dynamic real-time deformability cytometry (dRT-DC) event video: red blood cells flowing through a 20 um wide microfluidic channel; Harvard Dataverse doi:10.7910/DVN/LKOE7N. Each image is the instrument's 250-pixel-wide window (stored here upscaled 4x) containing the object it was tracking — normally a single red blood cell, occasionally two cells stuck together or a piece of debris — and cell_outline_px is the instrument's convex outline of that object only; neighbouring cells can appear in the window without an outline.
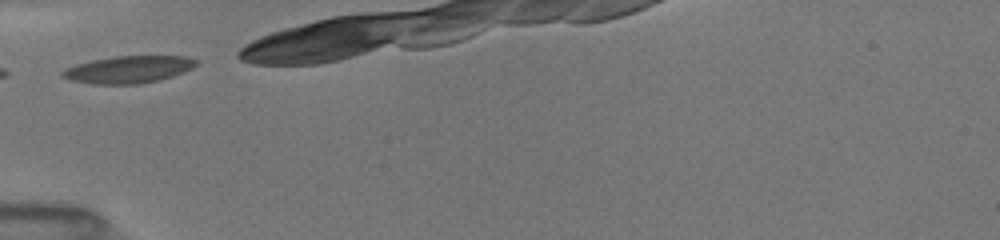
{"species": "common noctule bat (a hibernating species)", "species_latin": "Nyctalus noctula", "temperature_condition": "room temperature", "stored_images_in_passage": 25, "camera_frame_rate_fps": 3000, "um_per_image_px": 0.085, "animal": {"sex": "female", "body_mass_g": 19.5, "forearm_length_mm": 54.1}, "frame": {"image": 1, "passage_image": 1, "time_ms": 0.0, "image_size_px": [1000, 240], "cell_outline_px": [[200, 60], [192, 68], [184, 72], [160, 80], [140, 84], [92, 84], [72, 80], [64, 76], [60, 72], [64, 68], [76, 64], [92, 60], [116, 56], [188, 56]], "centroid_in_image_um": [10.95, 5.9], "position_along_channel_um": 74.0, "area_um2": 21.27}}